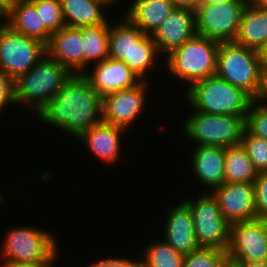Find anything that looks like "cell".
<instances>
[{
	"label": "cell",
	"instance_id": "1",
	"mask_svg": "<svg viewBox=\"0 0 267 267\" xmlns=\"http://www.w3.org/2000/svg\"><path fill=\"white\" fill-rule=\"evenodd\" d=\"M38 121L77 138L103 118V97L82 75L66 85L36 115Z\"/></svg>",
	"mask_w": 267,
	"mask_h": 267
},
{
	"label": "cell",
	"instance_id": "2",
	"mask_svg": "<svg viewBox=\"0 0 267 267\" xmlns=\"http://www.w3.org/2000/svg\"><path fill=\"white\" fill-rule=\"evenodd\" d=\"M115 22L108 24V57L123 61L141 80L148 81L149 71L161 66L158 63L160 54L152 36L144 34L124 16Z\"/></svg>",
	"mask_w": 267,
	"mask_h": 267
},
{
	"label": "cell",
	"instance_id": "3",
	"mask_svg": "<svg viewBox=\"0 0 267 267\" xmlns=\"http://www.w3.org/2000/svg\"><path fill=\"white\" fill-rule=\"evenodd\" d=\"M73 75L68 68L46 54L33 68L14 81L16 105L37 115Z\"/></svg>",
	"mask_w": 267,
	"mask_h": 267
},
{
	"label": "cell",
	"instance_id": "4",
	"mask_svg": "<svg viewBox=\"0 0 267 267\" xmlns=\"http://www.w3.org/2000/svg\"><path fill=\"white\" fill-rule=\"evenodd\" d=\"M184 91L185 103L191 110L212 115L246 117L254 100L244 90L215 76L194 82Z\"/></svg>",
	"mask_w": 267,
	"mask_h": 267
},
{
	"label": "cell",
	"instance_id": "5",
	"mask_svg": "<svg viewBox=\"0 0 267 267\" xmlns=\"http://www.w3.org/2000/svg\"><path fill=\"white\" fill-rule=\"evenodd\" d=\"M219 45L220 42L196 34L165 56L161 64L174 80H182L189 88L196 81L215 76Z\"/></svg>",
	"mask_w": 267,
	"mask_h": 267
},
{
	"label": "cell",
	"instance_id": "6",
	"mask_svg": "<svg viewBox=\"0 0 267 267\" xmlns=\"http://www.w3.org/2000/svg\"><path fill=\"white\" fill-rule=\"evenodd\" d=\"M6 231L3 240H0V259L23 263H57L60 258V243L51 230L25 224L19 227L13 225Z\"/></svg>",
	"mask_w": 267,
	"mask_h": 267
},
{
	"label": "cell",
	"instance_id": "7",
	"mask_svg": "<svg viewBox=\"0 0 267 267\" xmlns=\"http://www.w3.org/2000/svg\"><path fill=\"white\" fill-rule=\"evenodd\" d=\"M261 72L258 51L235 42L220 43L217 51V77L255 99L261 86Z\"/></svg>",
	"mask_w": 267,
	"mask_h": 267
},
{
	"label": "cell",
	"instance_id": "8",
	"mask_svg": "<svg viewBox=\"0 0 267 267\" xmlns=\"http://www.w3.org/2000/svg\"><path fill=\"white\" fill-rule=\"evenodd\" d=\"M182 125L183 134L195 146L227 148L241 144L245 118L232 115H212L192 110Z\"/></svg>",
	"mask_w": 267,
	"mask_h": 267
},
{
	"label": "cell",
	"instance_id": "9",
	"mask_svg": "<svg viewBox=\"0 0 267 267\" xmlns=\"http://www.w3.org/2000/svg\"><path fill=\"white\" fill-rule=\"evenodd\" d=\"M183 200L191 209L195 237L199 246L227 251L231 225L221 214L218 201L213 194L201 191L196 199L187 197Z\"/></svg>",
	"mask_w": 267,
	"mask_h": 267
},
{
	"label": "cell",
	"instance_id": "10",
	"mask_svg": "<svg viewBox=\"0 0 267 267\" xmlns=\"http://www.w3.org/2000/svg\"><path fill=\"white\" fill-rule=\"evenodd\" d=\"M247 0L202 2L195 12L197 35L217 42H234Z\"/></svg>",
	"mask_w": 267,
	"mask_h": 267
},
{
	"label": "cell",
	"instance_id": "11",
	"mask_svg": "<svg viewBox=\"0 0 267 267\" xmlns=\"http://www.w3.org/2000/svg\"><path fill=\"white\" fill-rule=\"evenodd\" d=\"M46 55L41 41L0 26V70L14 81L27 73Z\"/></svg>",
	"mask_w": 267,
	"mask_h": 267
},
{
	"label": "cell",
	"instance_id": "12",
	"mask_svg": "<svg viewBox=\"0 0 267 267\" xmlns=\"http://www.w3.org/2000/svg\"><path fill=\"white\" fill-rule=\"evenodd\" d=\"M150 81L142 80L134 87L120 90L103 98L102 121L127 131L136 124L145 110ZM130 127V128H129Z\"/></svg>",
	"mask_w": 267,
	"mask_h": 267
},
{
	"label": "cell",
	"instance_id": "13",
	"mask_svg": "<svg viewBox=\"0 0 267 267\" xmlns=\"http://www.w3.org/2000/svg\"><path fill=\"white\" fill-rule=\"evenodd\" d=\"M227 255L230 261L267 262V240L259 219L231 224Z\"/></svg>",
	"mask_w": 267,
	"mask_h": 267
},
{
	"label": "cell",
	"instance_id": "14",
	"mask_svg": "<svg viewBox=\"0 0 267 267\" xmlns=\"http://www.w3.org/2000/svg\"><path fill=\"white\" fill-rule=\"evenodd\" d=\"M211 193L218 201L221 214L230 225L257 219L254 182L223 183Z\"/></svg>",
	"mask_w": 267,
	"mask_h": 267
},
{
	"label": "cell",
	"instance_id": "15",
	"mask_svg": "<svg viewBox=\"0 0 267 267\" xmlns=\"http://www.w3.org/2000/svg\"><path fill=\"white\" fill-rule=\"evenodd\" d=\"M92 66L82 75L103 98L142 81L123 61L108 57Z\"/></svg>",
	"mask_w": 267,
	"mask_h": 267
},
{
	"label": "cell",
	"instance_id": "16",
	"mask_svg": "<svg viewBox=\"0 0 267 267\" xmlns=\"http://www.w3.org/2000/svg\"><path fill=\"white\" fill-rule=\"evenodd\" d=\"M167 208L164 213L163 240L183 255L195 251L200 246L194 232V222L189 205L184 201Z\"/></svg>",
	"mask_w": 267,
	"mask_h": 267
},
{
	"label": "cell",
	"instance_id": "17",
	"mask_svg": "<svg viewBox=\"0 0 267 267\" xmlns=\"http://www.w3.org/2000/svg\"><path fill=\"white\" fill-rule=\"evenodd\" d=\"M196 34L195 13L174 8L154 32L152 38L160 56L164 58Z\"/></svg>",
	"mask_w": 267,
	"mask_h": 267
},
{
	"label": "cell",
	"instance_id": "18",
	"mask_svg": "<svg viewBox=\"0 0 267 267\" xmlns=\"http://www.w3.org/2000/svg\"><path fill=\"white\" fill-rule=\"evenodd\" d=\"M126 129L101 121L83 132L76 140L85 147V150L92 152L103 164H115L121 159L122 136H125ZM120 158V159H119Z\"/></svg>",
	"mask_w": 267,
	"mask_h": 267
},
{
	"label": "cell",
	"instance_id": "19",
	"mask_svg": "<svg viewBox=\"0 0 267 267\" xmlns=\"http://www.w3.org/2000/svg\"><path fill=\"white\" fill-rule=\"evenodd\" d=\"M81 27L65 26L51 34L46 54L68 68L74 75L83 74Z\"/></svg>",
	"mask_w": 267,
	"mask_h": 267
},
{
	"label": "cell",
	"instance_id": "20",
	"mask_svg": "<svg viewBox=\"0 0 267 267\" xmlns=\"http://www.w3.org/2000/svg\"><path fill=\"white\" fill-rule=\"evenodd\" d=\"M191 171L197 182L206 188L202 192H211L224 183L225 148L220 146L192 147Z\"/></svg>",
	"mask_w": 267,
	"mask_h": 267
},
{
	"label": "cell",
	"instance_id": "21",
	"mask_svg": "<svg viewBox=\"0 0 267 267\" xmlns=\"http://www.w3.org/2000/svg\"><path fill=\"white\" fill-rule=\"evenodd\" d=\"M124 16L146 35H153L174 10L171 0H133Z\"/></svg>",
	"mask_w": 267,
	"mask_h": 267
},
{
	"label": "cell",
	"instance_id": "22",
	"mask_svg": "<svg viewBox=\"0 0 267 267\" xmlns=\"http://www.w3.org/2000/svg\"><path fill=\"white\" fill-rule=\"evenodd\" d=\"M13 31L48 44L51 33L45 28L36 7L29 0H18L7 11V22Z\"/></svg>",
	"mask_w": 267,
	"mask_h": 267
},
{
	"label": "cell",
	"instance_id": "23",
	"mask_svg": "<svg viewBox=\"0 0 267 267\" xmlns=\"http://www.w3.org/2000/svg\"><path fill=\"white\" fill-rule=\"evenodd\" d=\"M234 42L258 52L267 45V9L247 2Z\"/></svg>",
	"mask_w": 267,
	"mask_h": 267
},
{
	"label": "cell",
	"instance_id": "24",
	"mask_svg": "<svg viewBox=\"0 0 267 267\" xmlns=\"http://www.w3.org/2000/svg\"><path fill=\"white\" fill-rule=\"evenodd\" d=\"M60 2L66 26L79 28L109 24L108 13H104L108 6L98 0H60Z\"/></svg>",
	"mask_w": 267,
	"mask_h": 267
},
{
	"label": "cell",
	"instance_id": "25",
	"mask_svg": "<svg viewBox=\"0 0 267 267\" xmlns=\"http://www.w3.org/2000/svg\"><path fill=\"white\" fill-rule=\"evenodd\" d=\"M81 39L84 73L90 65L100 63L109 56L108 24L81 27Z\"/></svg>",
	"mask_w": 267,
	"mask_h": 267
},
{
	"label": "cell",
	"instance_id": "26",
	"mask_svg": "<svg viewBox=\"0 0 267 267\" xmlns=\"http://www.w3.org/2000/svg\"><path fill=\"white\" fill-rule=\"evenodd\" d=\"M224 183L254 182L258 172L242 144L225 148Z\"/></svg>",
	"mask_w": 267,
	"mask_h": 267
},
{
	"label": "cell",
	"instance_id": "27",
	"mask_svg": "<svg viewBox=\"0 0 267 267\" xmlns=\"http://www.w3.org/2000/svg\"><path fill=\"white\" fill-rule=\"evenodd\" d=\"M146 245L143 246L141 251V267H182L185 255L175 250L162 238L147 241Z\"/></svg>",
	"mask_w": 267,
	"mask_h": 267
},
{
	"label": "cell",
	"instance_id": "28",
	"mask_svg": "<svg viewBox=\"0 0 267 267\" xmlns=\"http://www.w3.org/2000/svg\"><path fill=\"white\" fill-rule=\"evenodd\" d=\"M182 267H231V264L227 251L199 247L184 256Z\"/></svg>",
	"mask_w": 267,
	"mask_h": 267
},
{
	"label": "cell",
	"instance_id": "29",
	"mask_svg": "<svg viewBox=\"0 0 267 267\" xmlns=\"http://www.w3.org/2000/svg\"><path fill=\"white\" fill-rule=\"evenodd\" d=\"M35 7L45 28L51 33L66 26L60 0H29Z\"/></svg>",
	"mask_w": 267,
	"mask_h": 267
},
{
	"label": "cell",
	"instance_id": "30",
	"mask_svg": "<svg viewBox=\"0 0 267 267\" xmlns=\"http://www.w3.org/2000/svg\"><path fill=\"white\" fill-rule=\"evenodd\" d=\"M241 144L246 149L256 171L267 172V140L254 136L244 129Z\"/></svg>",
	"mask_w": 267,
	"mask_h": 267
},
{
	"label": "cell",
	"instance_id": "31",
	"mask_svg": "<svg viewBox=\"0 0 267 267\" xmlns=\"http://www.w3.org/2000/svg\"><path fill=\"white\" fill-rule=\"evenodd\" d=\"M245 129L250 134L267 140V106L252 101L245 118Z\"/></svg>",
	"mask_w": 267,
	"mask_h": 267
},
{
	"label": "cell",
	"instance_id": "32",
	"mask_svg": "<svg viewBox=\"0 0 267 267\" xmlns=\"http://www.w3.org/2000/svg\"><path fill=\"white\" fill-rule=\"evenodd\" d=\"M254 187L257 219L267 217V172L257 174Z\"/></svg>",
	"mask_w": 267,
	"mask_h": 267
},
{
	"label": "cell",
	"instance_id": "33",
	"mask_svg": "<svg viewBox=\"0 0 267 267\" xmlns=\"http://www.w3.org/2000/svg\"><path fill=\"white\" fill-rule=\"evenodd\" d=\"M13 105H16L14 80L0 70V113Z\"/></svg>",
	"mask_w": 267,
	"mask_h": 267
},
{
	"label": "cell",
	"instance_id": "34",
	"mask_svg": "<svg viewBox=\"0 0 267 267\" xmlns=\"http://www.w3.org/2000/svg\"><path fill=\"white\" fill-rule=\"evenodd\" d=\"M95 262H91L86 267H141L140 266V260H136L135 258H127L125 257H107V258H101L99 260H94Z\"/></svg>",
	"mask_w": 267,
	"mask_h": 267
},
{
	"label": "cell",
	"instance_id": "35",
	"mask_svg": "<svg viewBox=\"0 0 267 267\" xmlns=\"http://www.w3.org/2000/svg\"><path fill=\"white\" fill-rule=\"evenodd\" d=\"M175 9H184L196 12L203 0H171Z\"/></svg>",
	"mask_w": 267,
	"mask_h": 267
},
{
	"label": "cell",
	"instance_id": "36",
	"mask_svg": "<svg viewBox=\"0 0 267 267\" xmlns=\"http://www.w3.org/2000/svg\"><path fill=\"white\" fill-rule=\"evenodd\" d=\"M0 260V267H54L56 265L55 263H23L5 259Z\"/></svg>",
	"mask_w": 267,
	"mask_h": 267
},
{
	"label": "cell",
	"instance_id": "37",
	"mask_svg": "<svg viewBox=\"0 0 267 267\" xmlns=\"http://www.w3.org/2000/svg\"><path fill=\"white\" fill-rule=\"evenodd\" d=\"M254 101L261 103V105L267 106V71L261 72V86Z\"/></svg>",
	"mask_w": 267,
	"mask_h": 267
},
{
	"label": "cell",
	"instance_id": "38",
	"mask_svg": "<svg viewBox=\"0 0 267 267\" xmlns=\"http://www.w3.org/2000/svg\"><path fill=\"white\" fill-rule=\"evenodd\" d=\"M231 267H267V262L230 261Z\"/></svg>",
	"mask_w": 267,
	"mask_h": 267
},
{
	"label": "cell",
	"instance_id": "39",
	"mask_svg": "<svg viewBox=\"0 0 267 267\" xmlns=\"http://www.w3.org/2000/svg\"><path fill=\"white\" fill-rule=\"evenodd\" d=\"M260 65L261 71H267V45H265L260 51Z\"/></svg>",
	"mask_w": 267,
	"mask_h": 267
},
{
	"label": "cell",
	"instance_id": "40",
	"mask_svg": "<svg viewBox=\"0 0 267 267\" xmlns=\"http://www.w3.org/2000/svg\"><path fill=\"white\" fill-rule=\"evenodd\" d=\"M247 2L255 7L267 9V0H247Z\"/></svg>",
	"mask_w": 267,
	"mask_h": 267
},
{
	"label": "cell",
	"instance_id": "41",
	"mask_svg": "<svg viewBox=\"0 0 267 267\" xmlns=\"http://www.w3.org/2000/svg\"><path fill=\"white\" fill-rule=\"evenodd\" d=\"M18 0H0V5L7 12Z\"/></svg>",
	"mask_w": 267,
	"mask_h": 267
},
{
	"label": "cell",
	"instance_id": "42",
	"mask_svg": "<svg viewBox=\"0 0 267 267\" xmlns=\"http://www.w3.org/2000/svg\"><path fill=\"white\" fill-rule=\"evenodd\" d=\"M7 22V12L0 5V26L6 24Z\"/></svg>",
	"mask_w": 267,
	"mask_h": 267
},
{
	"label": "cell",
	"instance_id": "43",
	"mask_svg": "<svg viewBox=\"0 0 267 267\" xmlns=\"http://www.w3.org/2000/svg\"><path fill=\"white\" fill-rule=\"evenodd\" d=\"M98 1L106 4L108 6V8L110 9L112 4H113L112 7H115L118 4V1H120V0H98Z\"/></svg>",
	"mask_w": 267,
	"mask_h": 267
},
{
	"label": "cell",
	"instance_id": "44",
	"mask_svg": "<svg viewBox=\"0 0 267 267\" xmlns=\"http://www.w3.org/2000/svg\"><path fill=\"white\" fill-rule=\"evenodd\" d=\"M259 220L263 224V229H264L266 240H267V217L260 218Z\"/></svg>",
	"mask_w": 267,
	"mask_h": 267
},
{
	"label": "cell",
	"instance_id": "45",
	"mask_svg": "<svg viewBox=\"0 0 267 267\" xmlns=\"http://www.w3.org/2000/svg\"><path fill=\"white\" fill-rule=\"evenodd\" d=\"M231 0H203V2H209V3H218V2H228Z\"/></svg>",
	"mask_w": 267,
	"mask_h": 267
}]
</instances>
